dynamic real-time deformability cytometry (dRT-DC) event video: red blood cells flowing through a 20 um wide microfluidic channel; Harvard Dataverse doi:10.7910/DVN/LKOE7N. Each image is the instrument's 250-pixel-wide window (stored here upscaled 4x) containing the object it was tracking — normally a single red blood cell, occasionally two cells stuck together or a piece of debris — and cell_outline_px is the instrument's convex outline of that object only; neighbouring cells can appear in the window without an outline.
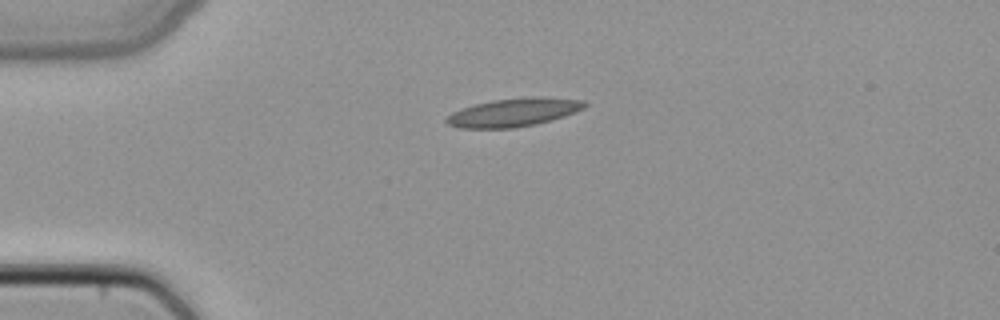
{"species": "common noctule bat (a hibernating species)", "species_latin": "Nyctalus noctula", "temperature_condition": "cold", "stored_images_in_passage": 38, "camera_frame_rate_fps": 3000, "um_per_image_px": 0.085, "animal": {"sex": "female", "body_mass_g": 22.7, "forearm_length_mm": 54.2}, "frame": {"image": 1, "passage_image": 1, "time_ms": 0.0, "image_size_px": [1000, 320], "cell_outline_px": [[588, 104], [584, 108], [576, 112], [564, 116], [536, 124], [516, 128], [460, 128], [448, 124], [444, 120], [452, 112], [460, 108], [492, 100], [532, 96], [544, 96], [584, 100]], "centroid_in_image_um": [43.68, 9.54], "position_along_channel_um": 41.3, "area_um2": 23.0}}
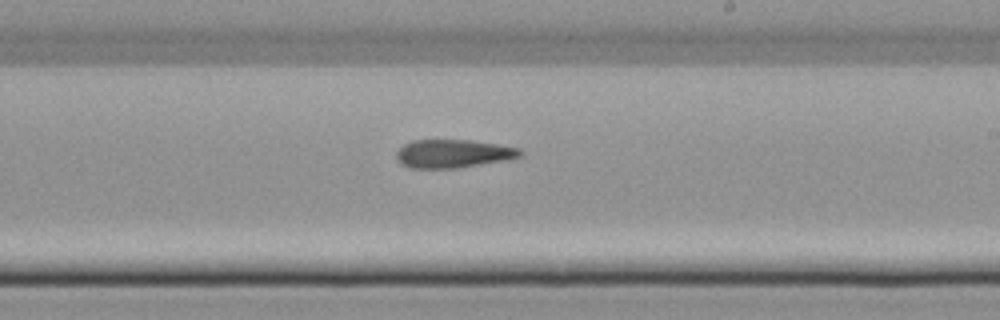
{"frame": {"image": 2, "passage_image": 18, "time_ms": 5.667, "image_size_px": [1000, 320], "cell_outline_px": [[524, 152], [520, 156], [508, 160], [456, 168], [408, 168], [400, 164], [396, 160], [396, 152], [404, 144], [412, 140], [472, 140], [520, 148]], "centroid_in_image_um": [38.5, 13.06], "position_along_channel_um": 250.5, "area_um2": 20.58}}
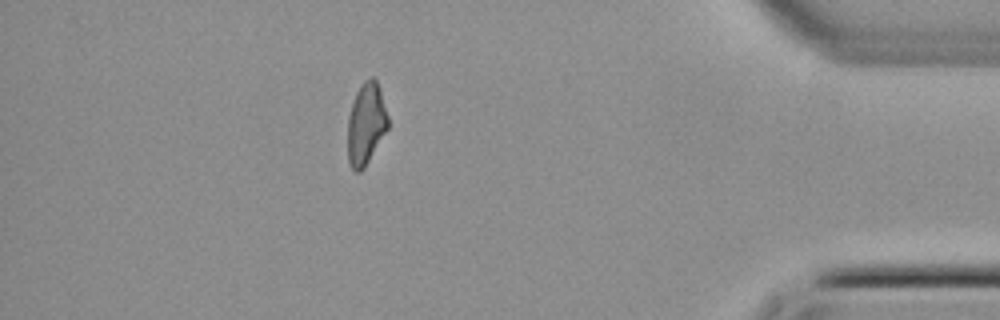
{"frame": {"image": 3, "passage_image": 32, "time_ms": 10.333, "image_size_px": [1000, 320], "cell_outline_px": [[388, 128], [364, 168], [360, 172], [356, 172], [348, 164], [348, 116], [356, 92], [364, 80], [372, 76], [376, 80], [380, 88], [388, 116]], "centroid_in_image_um": [31.11, 10.52], "position_along_channel_um": 404.1, "area_um2": 19.19}}